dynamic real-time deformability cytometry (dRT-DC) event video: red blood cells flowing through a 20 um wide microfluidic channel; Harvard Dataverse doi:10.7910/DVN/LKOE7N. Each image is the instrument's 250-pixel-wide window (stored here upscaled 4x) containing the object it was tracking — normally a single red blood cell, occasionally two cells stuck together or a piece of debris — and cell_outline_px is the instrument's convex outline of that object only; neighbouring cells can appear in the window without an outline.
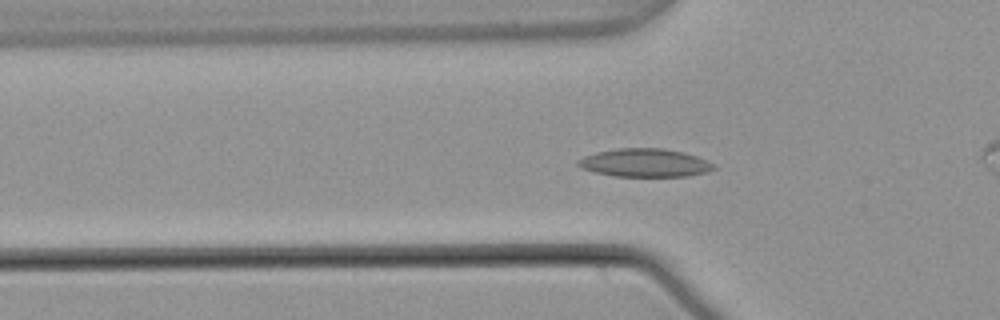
{"species": "common noctule bat (a hibernating species)", "species_latin": "Nyctalus noctula", "temperature_condition": "warm", "stored_images_in_passage": 44, "camera_frame_rate_fps": 3000, "um_per_image_px": 0.085, "animal": {"sex": "male", "body_mass_g": 21.5, "forearm_length_mm": 52.0}, "frame": {"image": 1, "passage_image": 7, "time_ms": 2.0, "image_size_px": [1000, 320], "cell_outline_px": [[716, 168], [708, 172], [688, 176], [616, 176], [596, 172], [580, 168], [576, 164], [576, 160], [584, 156], [596, 152], [616, 148], [664, 148], [684, 152], [696, 156], [716, 164]], "centroid_in_image_um": [54.82, 13.83], "position_along_channel_um": 71.0, "area_um2": 22.48}}
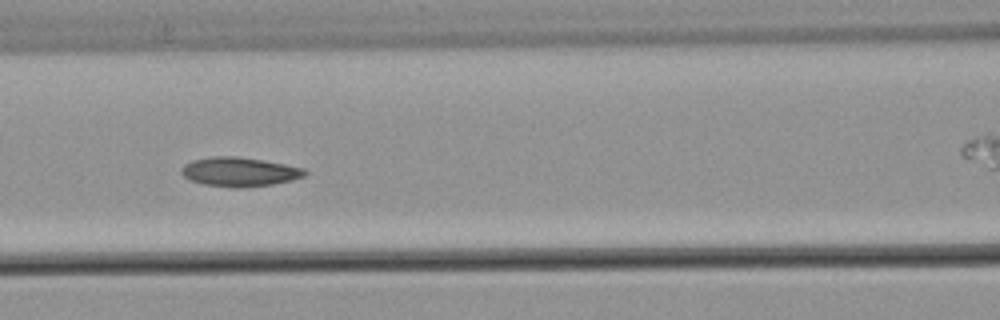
{"frame": {"image": 2, "passage_image": 13, "time_ms": 4.0, "image_size_px": [1000, 320], "cell_outline_px": [[308, 172], [304, 176], [292, 180], [272, 184], [240, 188], [236, 188], [204, 184], [188, 180], [180, 172], [180, 168], [184, 164], [192, 160], [212, 156], [236, 156], [264, 160], [304, 168]], "centroid_in_image_um": [20.32, 14.6], "position_along_channel_um": 146.3, "area_um2": 21.1}}
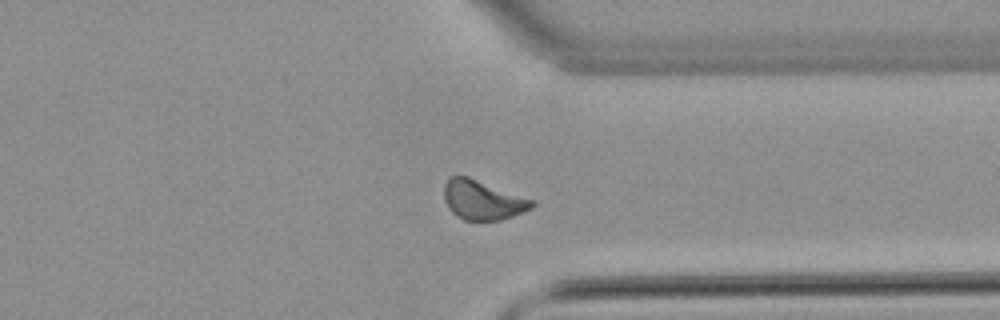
{"frame": {"image": 3, "passage_image": 31, "time_ms": 10.0, "image_size_px": [1000, 320], "cell_outline_px": [[536, 204], [532, 208], [524, 212], [500, 220], [464, 220], [456, 216], [448, 208], [444, 200], [444, 184], [452, 176], [468, 176], [532, 200]], "centroid_in_image_um": [41.0, 17.01], "position_along_channel_um": 370.4, "area_um2": 20.0}, "authors_computed_cell_mechanics": {"area_um2": 20.1722, "velocity_mm_per_s": 3.7527, "shape_relaxation_time_tau1_ms": 8.5932, "shape_relaxation_time_tau2_ms": null, "deformation_change_tau1": 0.154, "deformation_change_tau2": null}}